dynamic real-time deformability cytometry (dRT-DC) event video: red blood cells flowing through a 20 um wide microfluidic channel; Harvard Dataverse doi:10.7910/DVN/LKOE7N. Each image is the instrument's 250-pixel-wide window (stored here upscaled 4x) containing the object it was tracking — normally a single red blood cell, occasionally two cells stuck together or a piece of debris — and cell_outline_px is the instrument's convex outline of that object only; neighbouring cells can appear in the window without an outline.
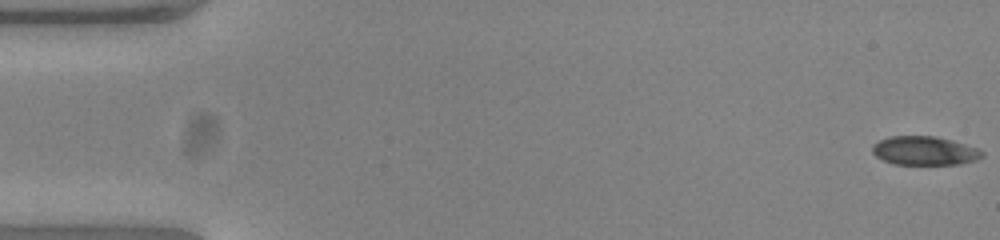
{"species": "common noctule bat (a hibernating species)", "species_latin": "Nyctalus noctula", "temperature_condition": "warm", "stored_images_in_passage": 53, "camera_frame_rate_fps": 3000, "um_per_image_px": 0.085, "animal": {"sex": "female", "body_mass_g": 23.0, "forearm_length_mm": 53.4}, "frame": {"image": 1, "passage_image": 1, "time_ms": 0.0, "image_size_px": [1000, 240], "cell_outline_px": [[984, 156], [976, 160], [960, 164], [896, 164], [884, 160], [876, 156], [872, 152], [872, 144], [888, 136], [936, 136], [952, 140], [980, 148], [984, 152]], "centroid_in_image_um": [78.62, 12.8], "position_along_channel_um": 6.4, "area_um2": 18.55}}
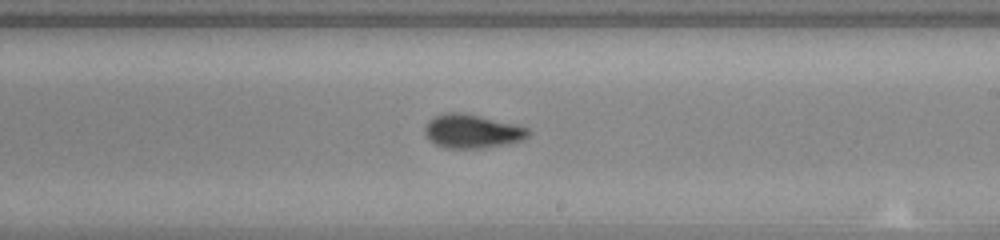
{"frame": {"image": 2, "passage_image": 31, "time_ms": 10.0, "image_size_px": [1000, 240], "cell_outline_px": [[532, 132], [524, 140], [508, 144], [480, 148], [444, 148], [428, 140], [424, 132], [424, 128], [428, 120], [436, 116], [448, 112], [460, 112], [480, 116], [516, 124], [528, 128]], "centroid_in_image_um": [40.14, 11.16], "position_along_channel_um": 248.9, "area_um2": 20.52}}
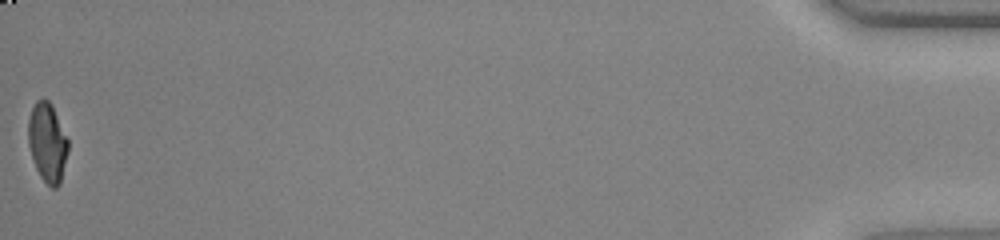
{"frame": {"image": 3, "passage_image": 53, "time_ms": 17.333, "image_size_px": [1000, 240], "cell_outline_px": [[68, 152], [60, 184], [56, 188], [52, 188], [40, 176], [36, 168], [28, 144], [28, 120], [32, 108], [36, 100], [48, 100], [52, 104], [68, 140]], "centroid_in_image_um": [4.03, 12.11], "position_along_channel_um": 431.2, "area_um2": 18.26}, "authors_computed_cell_mechanics": {"area_um2": 19.5364, "velocity_mm_per_s": 3.895, "shape_relaxation_time_tau1_ms": 6.5216, "shape_relaxation_time_tau2_ms": 1.4587, "deformation_change_tau1": 0.2157, "deformation_change_tau2": 0.0502}}